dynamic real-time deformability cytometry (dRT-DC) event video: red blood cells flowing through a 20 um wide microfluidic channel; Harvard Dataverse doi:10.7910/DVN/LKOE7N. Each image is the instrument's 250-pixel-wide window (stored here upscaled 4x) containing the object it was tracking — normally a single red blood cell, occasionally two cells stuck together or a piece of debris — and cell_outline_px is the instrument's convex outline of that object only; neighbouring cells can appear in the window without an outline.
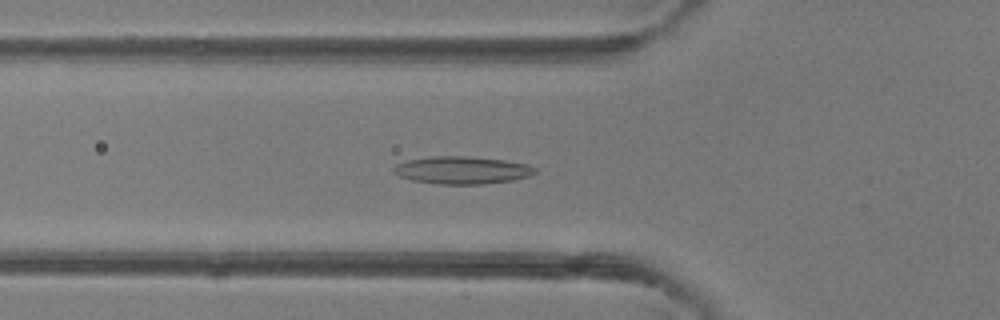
{"species": "common noctule bat (a hibernating species)", "species_latin": "Nyctalus noctula", "temperature_condition": "room temperature", "stored_images_in_passage": 49, "camera_frame_rate_fps": 3000, "um_per_image_px": 0.085, "animal": {"sex": "female"}, "frame": {"image": 1, "passage_image": 17, "time_ms": 5.333, "image_size_px": [1000, 320], "cell_outline_px": [[536, 172], [528, 176], [512, 180], [484, 184], [436, 184], [412, 180], [400, 176], [392, 172], [392, 168], [396, 164], [408, 160], [432, 156], [464, 156], [504, 160], [528, 164], [536, 168]], "centroid_in_image_um": [39.25, 14.46], "position_along_channel_um": 86.5, "area_um2": 22.66}}
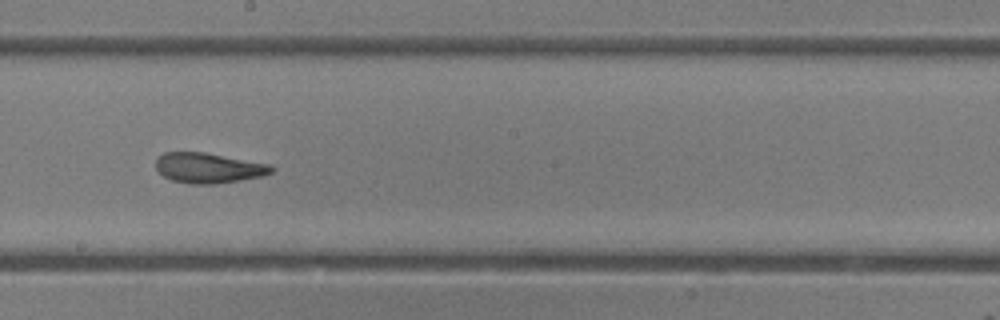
{"frame": {"image": 2, "passage_image": 27, "time_ms": 8.667, "image_size_px": [1000, 320], "cell_outline_px": [[276, 168], [272, 172], [264, 176], [216, 184], [188, 184], [172, 180], [164, 176], [156, 168], [156, 160], [164, 152], [204, 152], [272, 164]], "centroid_in_image_um": [17.77, 14.28], "position_along_channel_um": 230.4, "area_um2": 20.52}}
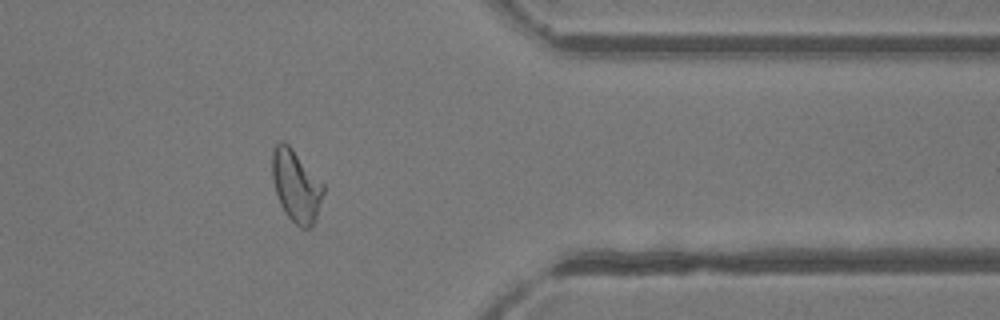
{"frame": {"image": 3, "passage_image": 39, "time_ms": 12.667, "image_size_px": [1000, 320], "cell_outline_px": [[324, 192], [316, 220], [312, 228], [300, 228], [284, 212], [280, 204], [276, 192], [272, 176], [272, 148], [280, 140], [284, 140], [292, 148], [324, 184]], "centroid_in_image_um": [25.17, 15.8], "position_along_channel_um": 386.2, "area_um2": 21.56}, "authors_computed_cell_mechanics": {"area_um2": 21.7906, "velocity_mm_per_s": 4.2966, "shape_relaxation_time_tau1_ms": null, "shape_relaxation_time_tau2_ms": 1.5784, "deformation_change_tau1": null, "deformation_change_tau2": 0.0917}}